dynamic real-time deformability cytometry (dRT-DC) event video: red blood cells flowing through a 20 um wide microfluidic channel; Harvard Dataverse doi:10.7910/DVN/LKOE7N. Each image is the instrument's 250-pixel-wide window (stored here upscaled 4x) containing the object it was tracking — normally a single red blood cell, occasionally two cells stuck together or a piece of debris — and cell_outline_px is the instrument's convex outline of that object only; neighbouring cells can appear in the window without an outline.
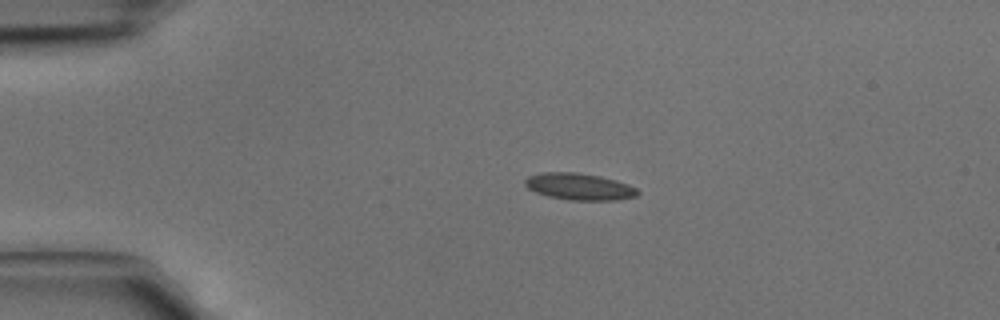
{"species": "common noctule bat (a hibernating species)", "species_latin": "Nyctalus noctula", "temperature_condition": "cold", "stored_images_in_passage": 4, "camera_frame_rate_fps": 3000, "um_per_image_px": 0.085, "animal": {"sex": "male", "body_mass_g": 15.6}, "frame": {"image": 1, "passage_image": 2, "time_ms": 0.333, "image_size_px": [1000, 320], "cell_outline_px": [[640, 192], [636, 196], [616, 200], [572, 200], [548, 196], [536, 192], [528, 188], [524, 184], [524, 180], [528, 176], [544, 172], [576, 172], [600, 176], [616, 180], [628, 184], [636, 188]], "centroid_in_image_um": [49.24, 15.85], "position_along_channel_um": 35.8, "area_um2": 17.51}}